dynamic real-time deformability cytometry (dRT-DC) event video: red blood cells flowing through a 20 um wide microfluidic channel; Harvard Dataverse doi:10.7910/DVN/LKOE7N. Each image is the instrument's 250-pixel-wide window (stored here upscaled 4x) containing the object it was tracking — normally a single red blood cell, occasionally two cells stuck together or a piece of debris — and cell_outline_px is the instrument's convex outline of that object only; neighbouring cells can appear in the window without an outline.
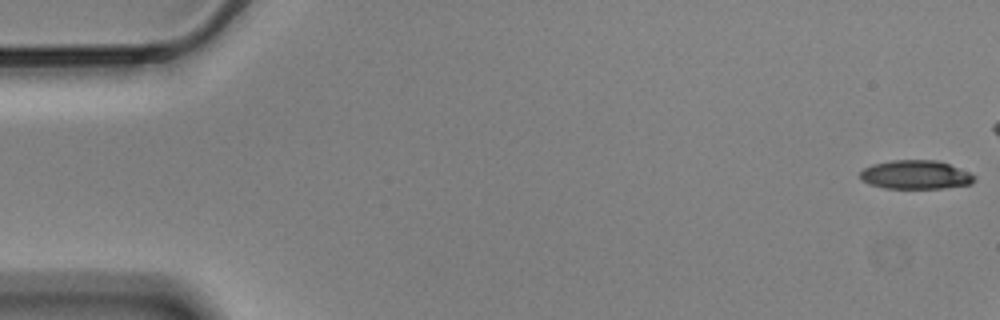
{"species": "Egyptian fruit bat (a non-hibernating species)", "species_latin": "Rousettus aegyptiacus", "temperature_condition": "cold", "stored_images_in_passage": 9, "camera_frame_rate_fps": 3000, "um_per_image_px": 0.085, "animal": {"sex": "male"}, "frame": {"image": 1, "passage_image": 1, "time_ms": 0.0, "image_size_px": [1000, 320], "cell_outline_px": [[976, 180], [972, 184], [944, 188], [884, 188], [868, 184], [860, 180], [860, 172], [864, 168], [872, 164], [892, 160], [936, 160], [948, 164], [968, 172], [976, 176]], "centroid_in_image_um": [77.81, 14.86], "position_along_channel_um": 7.2, "area_um2": 19.25}}